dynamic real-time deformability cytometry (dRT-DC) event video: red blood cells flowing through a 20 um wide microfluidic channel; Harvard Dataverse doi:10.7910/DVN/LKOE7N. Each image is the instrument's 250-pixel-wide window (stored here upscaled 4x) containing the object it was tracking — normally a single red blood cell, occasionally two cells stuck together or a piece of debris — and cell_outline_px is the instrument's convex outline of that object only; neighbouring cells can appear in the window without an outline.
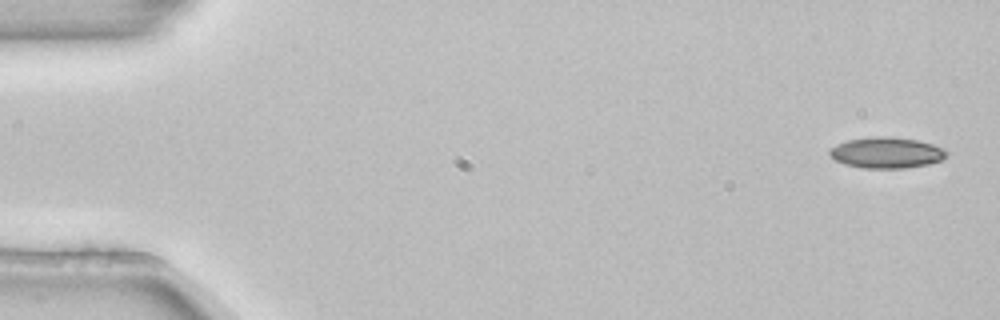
{"species": "common noctule bat (a hibernating species)", "species_latin": "Nyctalus noctula", "temperature_condition": "room temperature", "stored_images_in_passage": 2, "camera_frame_rate_fps": 3000, "um_per_image_px": 0.085, "animal": {"sex": "female", "body_mass_g": 22.7, "forearm_length_mm": 54.2}, "frame": {"image": 1, "passage_image": 2, "time_ms": 0.333, "image_size_px": [1000, 320], "cell_outline_px": [[948, 156], [940, 160], [928, 164], [904, 168], [864, 168], [844, 164], [836, 160], [828, 152], [836, 144], [848, 140], [872, 136], [888, 136], [916, 140], [932, 144], [948, 152]], "centroid_in_image_um": [75.35, 12.97], "position_along_channel_um": 9.7, "area_um2": 20.92}}